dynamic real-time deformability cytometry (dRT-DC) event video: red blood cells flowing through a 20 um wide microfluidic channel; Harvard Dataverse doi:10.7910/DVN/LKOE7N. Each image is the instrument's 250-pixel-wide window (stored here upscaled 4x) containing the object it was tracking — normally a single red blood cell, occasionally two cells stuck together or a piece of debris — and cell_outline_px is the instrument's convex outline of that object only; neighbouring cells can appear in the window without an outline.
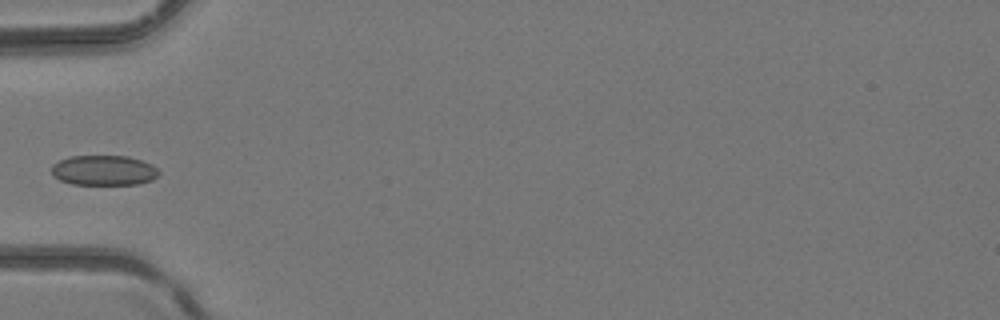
{"species": "common noctule bat (a hibernating species)", "species_latin": "Nyctalus noctula", "temperature_condition": "room temperature", "stored_images_in_passage": 4, "camera_frame_rate_fps": 3000, "um_per_image_px": 0.085, "animal": {"sex": "female", "body_mass_g": 24.6, "forearm_length_mm": 56.2}, "frame": {"image": 1, "passage_image": 4, "time_ms": 1.0, "image_size_px": [1000, 320], "cell_outline_px": [[160, 172], [152, 180], [136, 184], [72, 184], [60, 180], [52, 176], [52, 164], [60, 160], [72, 156], [128, 156], [152, 164]], "centroid_in_image_um": [8.81, 14.48], "position_along_channel_um": 76.2, "area_um2": 18.73}}